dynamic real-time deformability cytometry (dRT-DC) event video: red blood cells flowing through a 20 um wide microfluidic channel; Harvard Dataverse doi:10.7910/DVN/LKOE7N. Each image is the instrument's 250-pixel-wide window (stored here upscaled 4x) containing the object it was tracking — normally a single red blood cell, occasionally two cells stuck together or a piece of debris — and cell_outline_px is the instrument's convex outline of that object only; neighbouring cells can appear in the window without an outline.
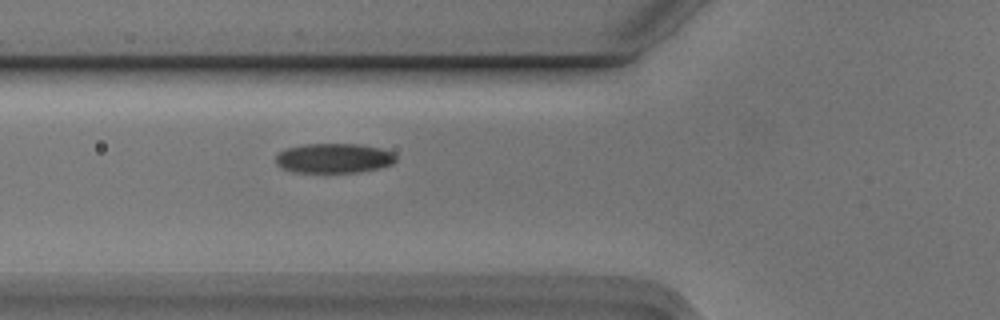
{"species": "Egyptian fruit bat (a non-hibernating species)", "species_latin": "Rousettus aegyptiacus", "temperature_condition": "cold", "stored_images_in_passage": 2, "camera_frame_rate_fps": 3000, "um_per_image_px": 0.085, "animal": {"sex": "male"}, "frame": {"image": 1, "passage_image": 2, "time_ms": 0.333, "image_size_px": [1000, 320], "cell_outline_px": [[396, 160], [392, 164], [380, 168], [360, 172], [292, 172], [280, 168], [276, 164], [276, 156], [280, 152], [288, 148], [304, 144], [360, 144], [380, 148], [392, 152], [396, 156]], "centroid_in_image_um": [28.38, 13.45], "position_along_channel_um": 97.4, "area_um2": 20.87}}